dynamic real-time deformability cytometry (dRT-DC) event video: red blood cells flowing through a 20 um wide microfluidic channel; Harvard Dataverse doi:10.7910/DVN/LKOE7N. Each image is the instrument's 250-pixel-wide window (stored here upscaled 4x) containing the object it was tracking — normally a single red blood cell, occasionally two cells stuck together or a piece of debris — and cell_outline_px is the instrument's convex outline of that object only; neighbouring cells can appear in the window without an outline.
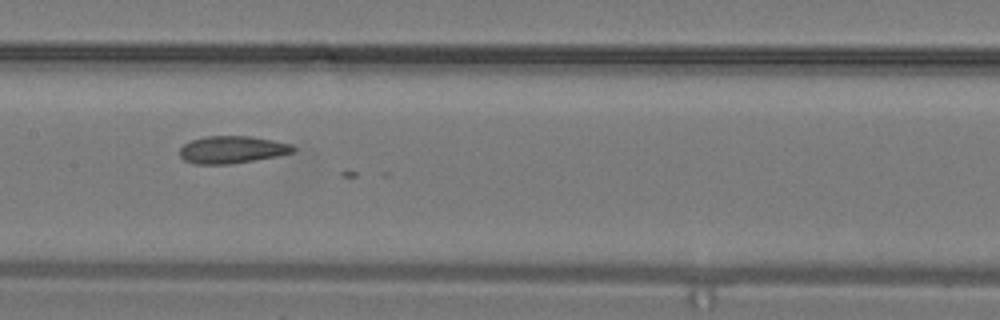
{"species": "common noctule bat (a hibernating species)", "species_latin": "Nyctalus noctula", "temperature_condition": "warm", "stored_images_in_passage": 23, "camera_frame_rate_fps": 3000, "um_per_image_px": 0.085, "animal": {"sex": "male", "body_mass_g": 19.2, "forearm_length_mm": 51.8}, "frame": {"image": 1, "passage_image": 8, "time_ms": 2.333, "image_size_px": [1000, 320], "cell_outline_px": [[296, 148], [292, 152], [276, 156], [228, 164], [196, 164], [184, 160], [180, 156], [180, 148], [184, 144], [192, 140], [204, 136], [252, 136], [272, 140], [288, 144]], "centroid_in_image_um": [19.67, 12.71], "position_along_channel_um": 187.7, "area_um2": 17.8}}
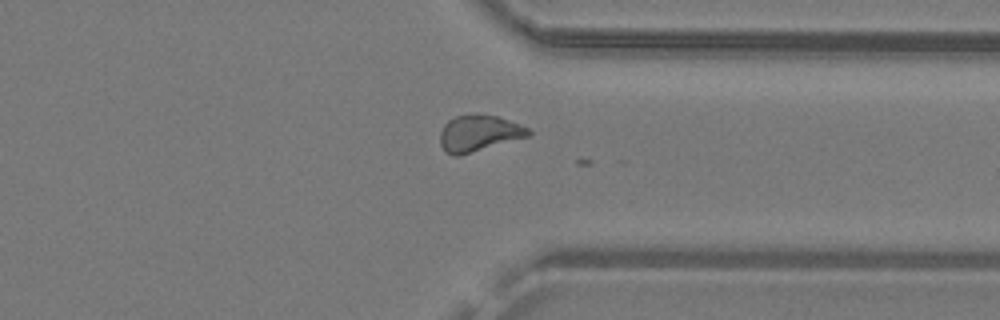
{"frame": {"image": 2, "passage_image": 16, "time_ms": 5.0, "image_size_px": [1000, 320], "cell_outline_px": [[532, 136], [460, 156], [452, 156], [444, 152], [440, 144], [440, 132], [444, 124], [448, 120], [456, 116], [476, 112], [496, 116], [520, 124], [528, 128], [532, 132]], "centroid_in_image_um": [40.71, 11.33], "position_along_channel_um": 370.7, "area_um2": 19.31}}